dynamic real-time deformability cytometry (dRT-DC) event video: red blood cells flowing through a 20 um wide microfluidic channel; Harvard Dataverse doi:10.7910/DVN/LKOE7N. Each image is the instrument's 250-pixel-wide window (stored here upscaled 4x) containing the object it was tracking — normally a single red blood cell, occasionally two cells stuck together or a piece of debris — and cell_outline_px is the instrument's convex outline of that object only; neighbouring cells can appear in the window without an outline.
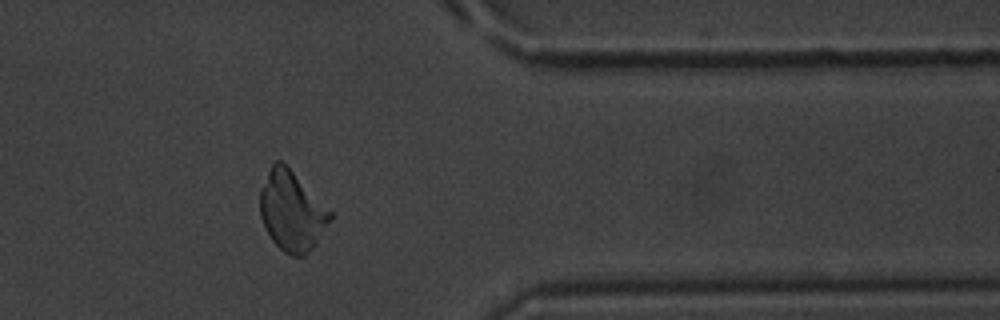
{"species": "common noctule bat (a hibernating species)", "species_latin": "Nyctalus noctula", "temperature_condition": "warm", "stored_images_in_passage": 42, "camera_frame_rate_fps": 3000, "um_per_image_px": 0.085, "animal": {"sex": "male", "body_mass_g": 20.1, "forearm_length_mm": 53.5}, "frame": {"image": 1, "passage_image": 33, "time_ms": 10.667, "image_size_px": [1000, 320], "cell_outline_px": [[332, 220], [316, 244], [304, 256], [292, 256], [284, 252], [272, 240], [260, 216], [260, 188], [272, 164], [276, 160], [280, 160], [332, 212]], "centroid_in_image_um": [24.8, 17.98], "position_along_channel_um": 386.6, "area_um2": 32.02}}
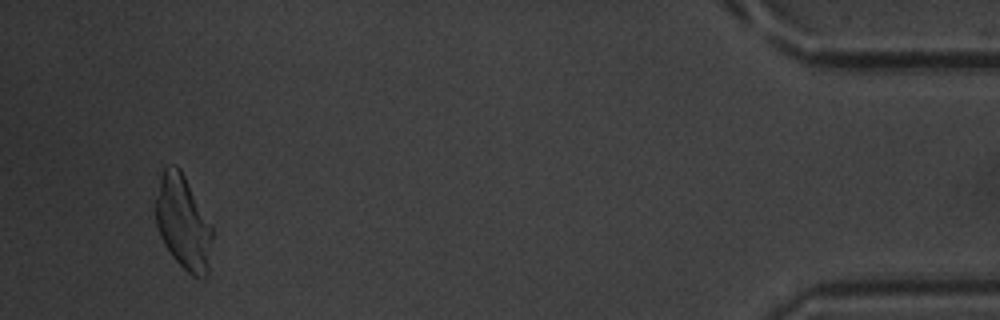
{"frame": {"image": 2, "passage_image": 40, "time_ms": 13.0, "image_size_px": [1000, 320], "cell_outline_px": [[212, 240], [208, 276], [204, 280], [192, 276], [172, 256], [164, 244], [160, 236], [156, 224], [156, 200], [160, 180], [164, 168], [168, 164], [176, 164], [180, 168], [212, 224]], "centroid_in_image_um": [15.6, 18.95], "position_along_channel_um": 419.6, "area_um2": 31.15}}